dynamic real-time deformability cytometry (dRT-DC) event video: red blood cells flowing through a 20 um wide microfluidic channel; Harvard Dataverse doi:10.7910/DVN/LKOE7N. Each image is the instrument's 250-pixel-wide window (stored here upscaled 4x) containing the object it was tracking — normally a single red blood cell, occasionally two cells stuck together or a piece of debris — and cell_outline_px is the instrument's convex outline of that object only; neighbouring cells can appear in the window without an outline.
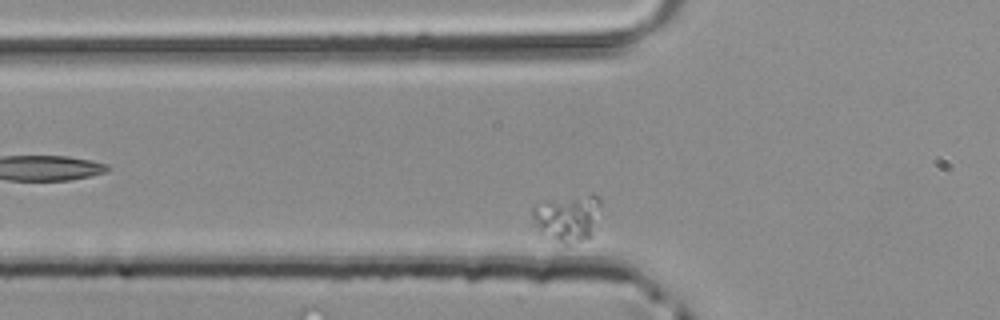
{"species": "common noctule bat (a hibernating species)", "species_latin": "Nyctalus noctula", "temperature_condition": "room temperature", "stored_images_in_passage": 4, "camera_frame_rate_fps": 3000, "um_per_image_px": 0.085, "animal": {"sex": "male", "body_mass_g": 20.4}, "frame": {"image": 1, "passage_image": 4, "time_ms": 1.0, "image_size_px": [1000, 320], "cell_outline_px": [[600, 204], [592, 236], [568, 244], [564, 244], [540, 236], [532, 220], [532, 208], [588, 192], [592, 192], [600, 200]], "centroid_in_image_um": [48.24, 18.56], "position_along_channel_um": 77.6, "area_um2": 18.38}}